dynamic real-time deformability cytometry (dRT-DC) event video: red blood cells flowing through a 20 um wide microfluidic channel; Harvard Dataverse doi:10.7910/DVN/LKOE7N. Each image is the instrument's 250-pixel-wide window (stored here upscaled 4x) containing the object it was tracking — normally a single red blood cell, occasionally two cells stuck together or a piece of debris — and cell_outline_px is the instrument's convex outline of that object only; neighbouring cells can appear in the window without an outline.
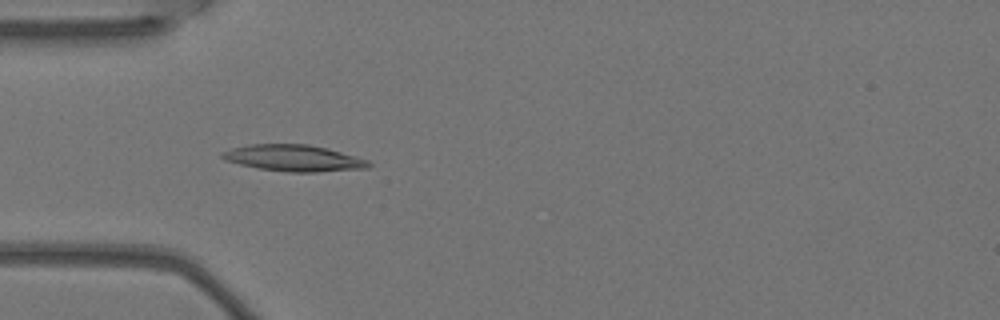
{"species": "Egyptian fruit bat (a non-hibernating species)", "species_latin": "Rousettus aegyptiacus", "temperature_condition": "warm", "stored_images_in_passage": 4, "camera_frame_rate_fps": 3000, "um_per_image_px": 0.085, "animal": {"sex": "female"}, "frame": {"image": 1, "passage_image": 3, "time_ms": 0.667, "image_size_px": [1000, 320], "cell_outline_px": [[372, 164], [368, 168], [316, 172], [288, 172], [260, 168], [240, 164], [224, 160], [220, 156], [220, 152], [232, 148], [248, 144], [308, 144], [328, 148], [356, 156], [368, 160]], "centroid_in_image_um": [24.96, 13.43], "position_along_channel_um": 60.0, "area_um2": 22.6}}
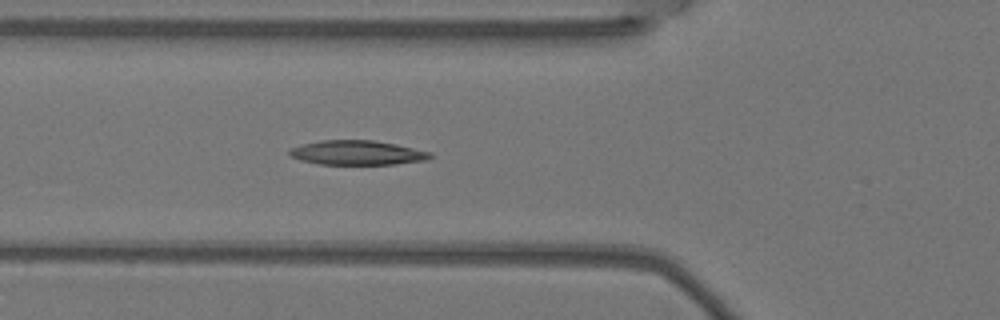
{"frame": {"image": 2, "passage_image": 4, "time_ms": 1.0, "image_size_px": [1000, 320], "cell_outline_px": [[432, 156], [428, 160], [396, 164], [320, 164], [300, 160], [292, 156], [288, 152], [292, 148], [300, 144], [320, 140], [376, 140], [396, 144], [432, 152]], "centroid_in_image_um": [30.39, 12.97], "position_along_channel_um": 95.4, "area_um2": 20.11}}